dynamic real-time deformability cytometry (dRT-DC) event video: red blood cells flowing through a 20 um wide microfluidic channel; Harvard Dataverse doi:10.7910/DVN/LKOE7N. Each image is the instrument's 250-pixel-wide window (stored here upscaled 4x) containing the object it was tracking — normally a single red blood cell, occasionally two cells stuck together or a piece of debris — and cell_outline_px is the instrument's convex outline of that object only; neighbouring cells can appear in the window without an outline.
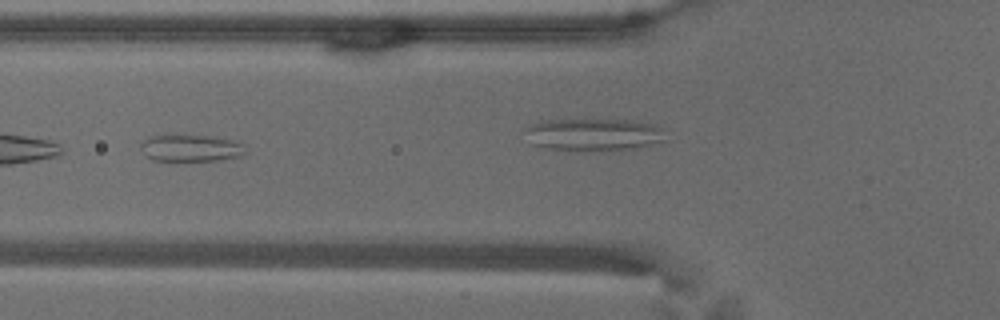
{"species": "common noctule bat (a hibernating species)", "species_latin": "Nyctalus noctula", "temperature_condition": "warm", "stored_images_in_passage": 41, "camera_frame_rate_fps": 3000, "um_per_image_px": 0.085, "animal": {"sex": "male", "body_mass_g": 18.8}, "frame": {"image": 1, "passage_image": 7, "time_ms": 2.0, "image_size_px": [1000, 320], "cell_outline_px": [[244, 156], [216, 160], [152, 160], [140, 148], [140, 144], [148, 136], [160, 132], [164, 132], [216, 136], [232, 140], [244, 144]], "centroid_in_image_um": [16.17, 12.51], "position_along_channel_um": 109.6, "area_um2": 17.17}}
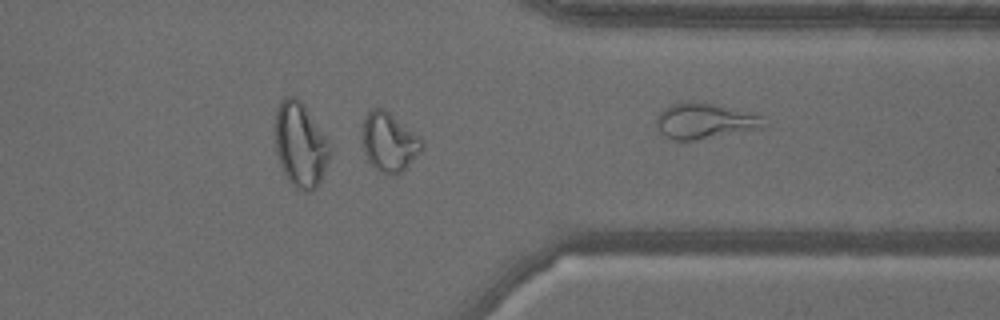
{"frame": {"image": 2, "passage_image": 30, "time_ms": 9.667, "image_size_px": [1000, 320], "cell_outline_px": [[424, 148], [396, 176], [392, 176], [376, 168], [368, 160], [364, 152], [364, 120], [368, 112], [372, 108], [384, 108], [420, 136], [424, 140]], "centroid_in_image_um": [33.12, 12.06], "position_along_channel_um": 378.3, "area_um2": 20.11}, "authors_computed_cell_mechanics": {"area_um2": 17.7446, "velocity_mm_per_s": 3.5873, "shape_relaxation_time_tau1_ms": null, "shape_relaxation_time_tau2_ms": 1.1361, "deformation_change_tau1": null, "deformation_change_tau2": 0.0865}}